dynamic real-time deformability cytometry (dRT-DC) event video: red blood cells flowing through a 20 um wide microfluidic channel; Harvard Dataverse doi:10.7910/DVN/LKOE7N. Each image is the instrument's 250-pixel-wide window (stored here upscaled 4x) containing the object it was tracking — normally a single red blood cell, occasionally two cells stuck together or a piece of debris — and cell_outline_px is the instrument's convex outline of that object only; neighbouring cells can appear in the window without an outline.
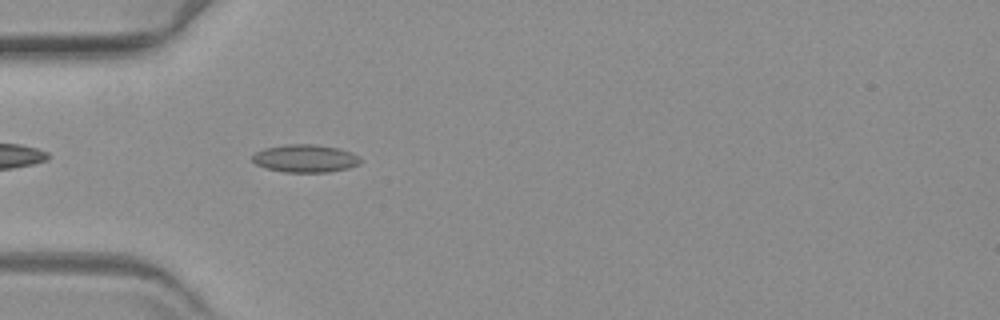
{"species": "common noctule bat (a hibernating species)", "species_latin": "Nyctalus noctula", "temperature_condition": "warm", "stored_images_in_passage": 45, "camera_frame_rate_fps": 3000, "um_per_image_px": 0.085, "animal": {"sex": "female", "body_mass_g": 19.3, "forearm_length_mm": 54.1}, "frame": {"image": 1, "passage_image": 5, "time_ms": 1.333, "image_size_px": [1000, 320], "cell_outline_px": [[364, 160], [360, 164], [348, 168], [328, 172], [284, 172], [268, 168], [256, 164], [252, 160], [252, 156], [256, 152], [264, 148], [288, 144], [316, 144], [336, 148], [352, 152]], "centroid_in_image_um": [25.98, 13.46], "position_along_channel_um": 59.0, "area_um2": 17.51}}
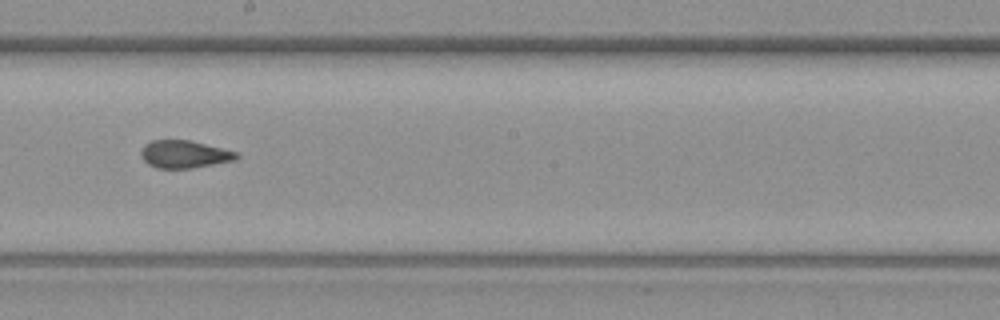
{"frame": {"image": 2, "passage_image": 20, "time_ms": 6.333, "image_size_px": [1000, 320], "cell_outline_px": [[240, 156], [236, 160], [192, 168], [156, 168], [148, 164], [140, 156], [140, 152], [144, 144], [152, 140], [188, 140], [240, 152]], "centroid_in_image_um": [15.68, 13.11], "position_along_channel_um": 232.5, "area_um2": 15.49}}
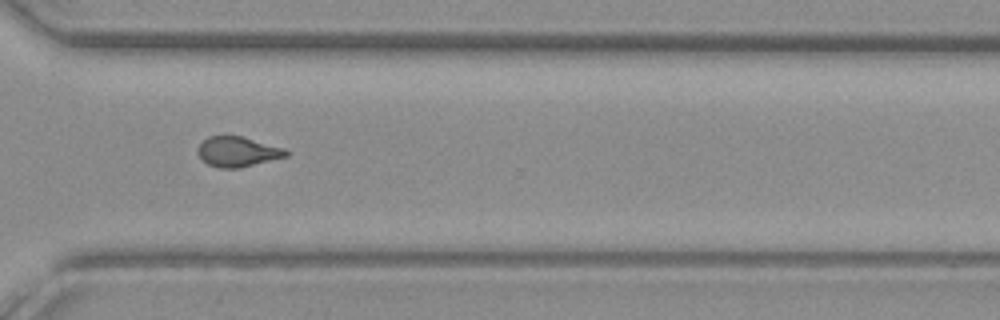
{"frame": {"image": 3, "passage_image": 30, "time_ms": 9.667, "image_size_px": [1000, 320], "cell_outline_px": [[288, 156], [240, 168], [220, 168], [208, 164], [200, 156], [196, 148], [208, 136], [224, 132], [244, 136], [284, 148], [288, 152]], "centroid_in_image_um": [20.18, 12.84], "position_along_channel_um": 350.4, "area_um2": 15.95}}